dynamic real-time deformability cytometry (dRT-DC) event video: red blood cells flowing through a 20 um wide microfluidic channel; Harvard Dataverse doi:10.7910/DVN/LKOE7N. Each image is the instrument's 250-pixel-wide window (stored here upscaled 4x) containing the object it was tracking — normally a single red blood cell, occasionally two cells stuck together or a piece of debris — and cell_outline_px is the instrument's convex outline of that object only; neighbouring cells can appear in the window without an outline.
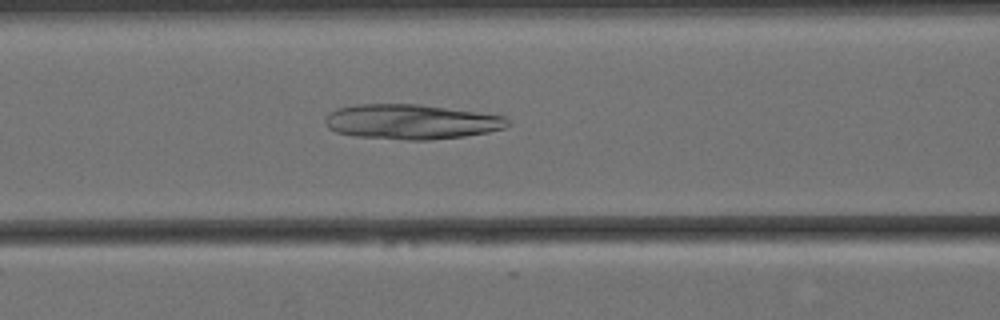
{"species": "Egyptian fruit bat (a non-hibernating species)", "species_latin": "Rousettus aegyptiacus", "temperature_condition": "cold", "stored_images_in_passage": 32, "camera_frame_rate_fps": 3000, "um_per_image_px": 0.085, "animal": {"sex": "female"}, "frame": {"image": 1, "passage_image": 9, "time_ms": 2.667, "image_size_px": [1000, 320], "cell_outline_px": [[508, 124], [504, 128], [488, 132], [464, 136], [428, 140], [408, 140], [356, 136], [336, 132], [328, 128], [324, 124], [324, 120], [328, 112], [336, 108], [356, 104], [416, 104], [476, 112], [504, 116], [508, 120]], "centroid_in_image_um": [34.88, 10.35], "position_along_channel_um": 131.7, "area_um2": 36.99}}
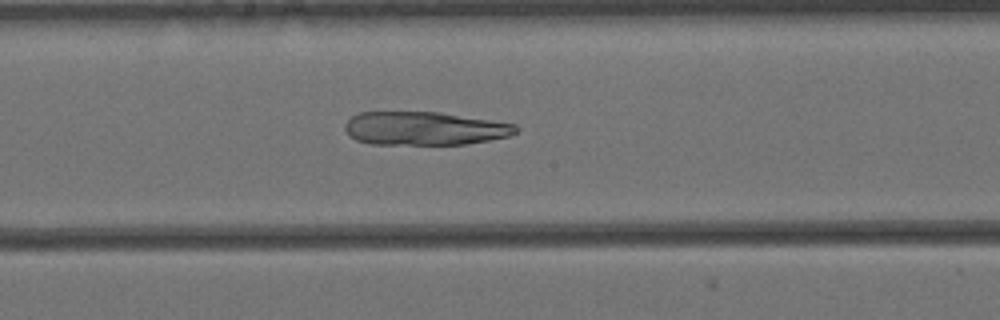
{"frame": {"image": 2, "passage_image": 16, "time_ms": 5.0, "image_size_px": [1000, 320], "cell_outline_px": [[520, 132], [508, 136], [488, 140], [464, 144], [368, 144], [356, 140], [348, 136], [344, 128], [344, 124], [352, 116], [360, 112], [440, 112], [516, 124], [520, 128]], "centroid_in_image_um": [36.07, 10.92], "position_along_channel_um": 212.1, "area_um2": 33.47}}
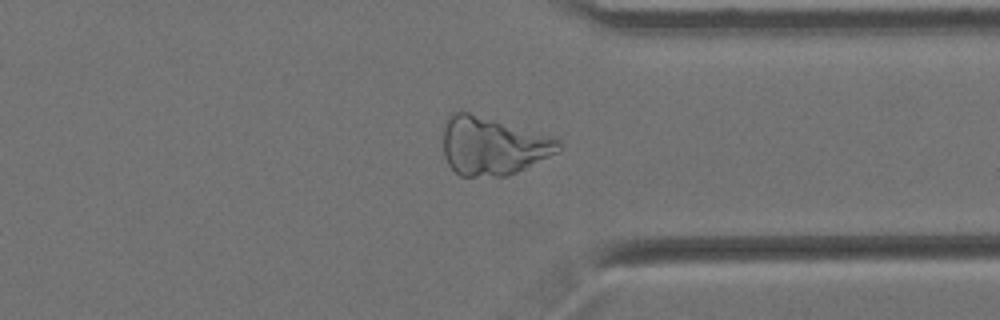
{"frame": {"image": 3, "passage_image": 30, "time_ms": 9.667, "image_size_px": [1000, 320], "cell_outline_px": [[564, 148], [516, 172], [504, 176], [460, 176], [448, 164], [444, 156], [444, 120], [452, 112], [468, 112], [556, 136], [560, 140]], "centroid_in_image_um": [41.9, 12.38], "position_along_channel_um": 369.5, "area_um2": 39.25}}